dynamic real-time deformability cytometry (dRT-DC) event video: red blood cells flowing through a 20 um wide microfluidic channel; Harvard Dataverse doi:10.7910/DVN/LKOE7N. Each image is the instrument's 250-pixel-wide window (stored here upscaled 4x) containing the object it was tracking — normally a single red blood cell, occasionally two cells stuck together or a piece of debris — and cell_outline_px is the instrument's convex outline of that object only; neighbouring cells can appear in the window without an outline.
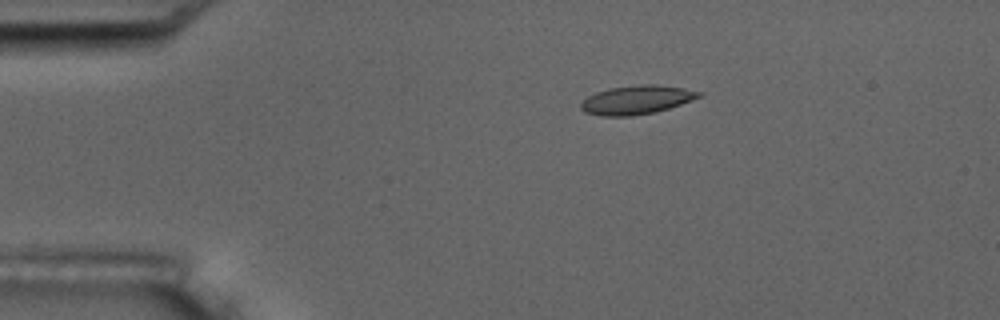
{"species": "common noctule bat (a hibernating species)", "species_latin": "Nyctalus noctula", "temperature_condition": "room temperature", "stored_images_in_passage": 6, "camera_frame_rate_fps": 3000, "um_per_image_px": 0.085, "animal": {"sex": "male", "body_mass_g": 17.5, "forearm_length_mm": 52.3}, "frame": {"image": 1, "passage_image": 3, "time_ms": 3.0, "image_size_px": [1000, 320], "cell_outline_px": [[704, 96], [656, 112], [632, 116], [600, 116], [584, 112], [580, 108], [580, 104], [588, 96], [596, 92], [612, 88], [640, 84], [656, 84], [684, 88], [704, 92]], "centroid_in_image_um": [54.14, 8.49], "position_along_channel_um": 30.9, "area_um2": 19.88}}